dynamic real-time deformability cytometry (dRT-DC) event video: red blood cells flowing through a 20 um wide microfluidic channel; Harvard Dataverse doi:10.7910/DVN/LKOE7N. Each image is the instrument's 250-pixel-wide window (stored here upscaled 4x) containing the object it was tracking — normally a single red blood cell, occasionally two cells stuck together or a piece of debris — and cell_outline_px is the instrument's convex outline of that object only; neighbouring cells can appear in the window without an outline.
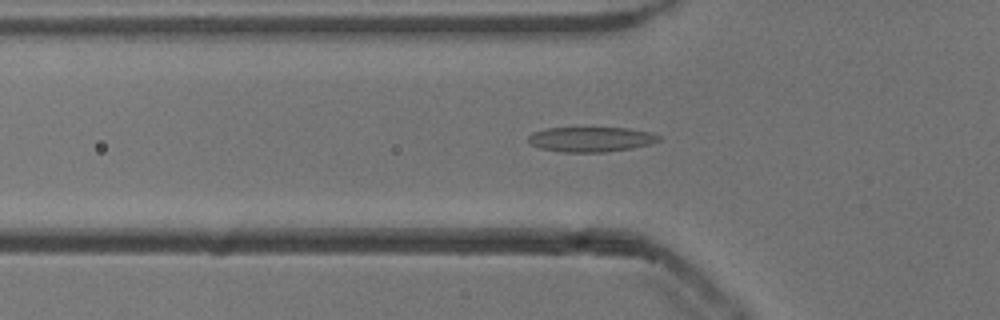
{"species": "common noctule bat (a hibernating species)", "species_latin": "Nyctalus noctula", "temperature_condition": "cold", "stored_images_in_passage": 41, "camera_frame_rate_fps": 3000, "um_per_image_px": 0.085, "animal": {"sex": "male", "body_mass_g": 13.3}, "frame": {"image": 1, "passage_image": 6, "time_ms": 1.667, "image_size_px": [1000, 320], "cell_outline_px": [[660, 140], [648, 144], [632, 148], [604, 152], [560, 152], [540, 148], [532, 144], [528, 140], [528, 136], [532, 132], [544, 128], [628, 128], [652, 132], [660, 136]], "centroid_in_image_um": [50.21, 11.84], "position_along_channel_um": 75.6, "area_um2": 18.96}}
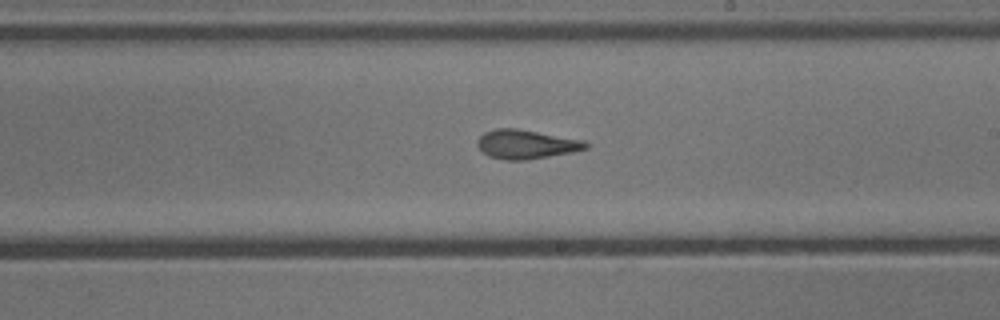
{"frame": {"image": 2, "passage_image": 19, "time_ms": 6.0, "image_size_px": [1000, 320], "cell_outline_px": [[588, 148], [572, 152], [524, 160], [504, 160], [488, 156], [476, 144], [476, 140], [484, 132], [496, 128], [516, 128], [584, 140], [588, 144]], "centroid_in_image_um": [44.7, 12.26], "position_along_channel_um": 244.3, "area_um2": 18.26}}
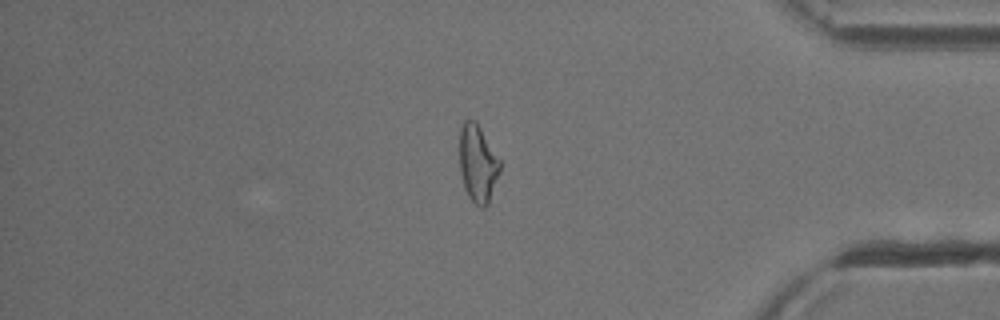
{"frame": {"image": 3, "passage_image": 33, "time_ms": 10.667, "image_size_px": [1000, 320], "cell_outline_px": [[500, 172], [488, 204], [484, 208], [480, 208], [468, 196], [464, 188], [460, 172], [460, 128], [464, 120], [476, 120], [500, 160]], "centroid_in_image_um": [40.61, 13.9], "position_along_channel_um": 394.6, "area_um2": 18.26}, "authors_computed_cell_mechanics": {"area_um2": 18.2648, "velocity_mm_per_s": 3.8727, "shape_relaxation_time_tau1_ms": 7.3256, "shape_relaxation_time_tau2_ms": 2.0338, "deformation_change_tau1": 0.2042, "deformation_change_tau2": 0.0819}}